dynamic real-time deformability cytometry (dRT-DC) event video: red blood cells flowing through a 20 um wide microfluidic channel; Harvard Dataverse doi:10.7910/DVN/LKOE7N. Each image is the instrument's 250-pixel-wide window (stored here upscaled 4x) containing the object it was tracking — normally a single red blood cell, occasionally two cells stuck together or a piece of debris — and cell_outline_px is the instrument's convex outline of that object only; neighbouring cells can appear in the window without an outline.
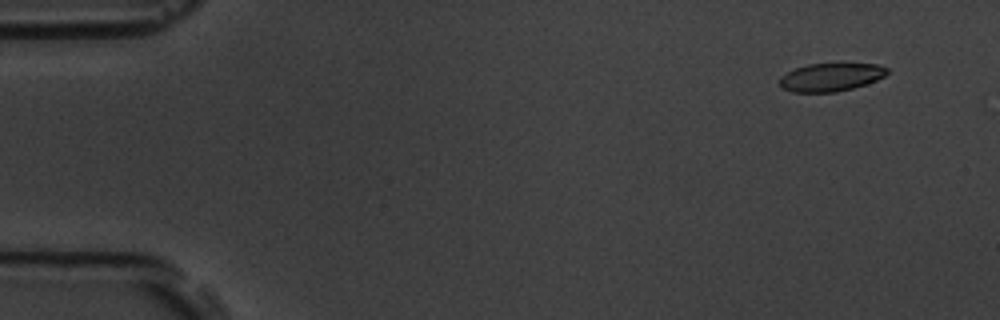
{"species": "common noctule bat (a hibernating species)", "species_latin": "Nyctalus noctula", "temperature_condition": "room temperature", "stored_images_in_passage": 4, "camera_frame_rate_fps": 3000, "um_per_image_px": 0.085, "animal": {"sex": "male", "body_mass_g": 19.5, "forearm_length_mm": 54.6}, "frame": {"image": 1, "passage_image": 1, "time_ms": 0.0, "image_size_px": [1000, 320], "cell_outline_px": [[888, 72], [884, 76], [876, 80], [852, 88], [836, 92], [792, 92], [784, 88], [776, 80], [780, 76], [796, 68], [808, 64], [880, 64], [888, 68]], "centroid_in_image_um": [70.6, 6.56], "position_along_channel_um": 14.4, "area_um2": 17.51}}